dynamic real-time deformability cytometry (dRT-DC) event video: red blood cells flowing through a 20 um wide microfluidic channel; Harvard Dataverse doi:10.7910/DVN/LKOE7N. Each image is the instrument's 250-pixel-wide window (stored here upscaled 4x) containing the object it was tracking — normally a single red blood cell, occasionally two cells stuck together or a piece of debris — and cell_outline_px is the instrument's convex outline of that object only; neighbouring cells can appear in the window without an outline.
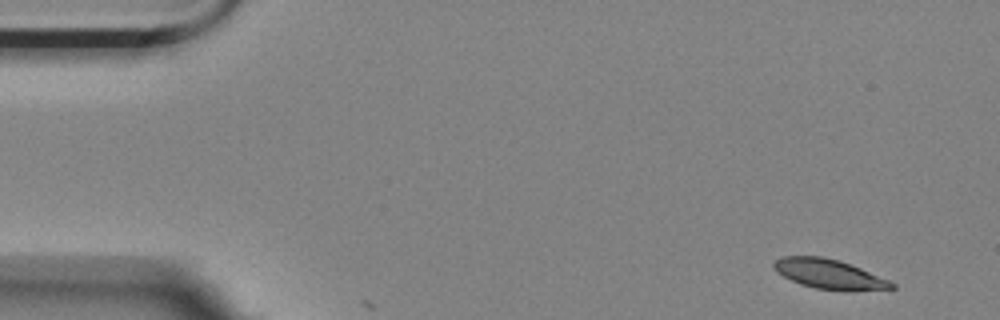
{"species": "Egyptian fruit bat (a non-hibernating species)", "species_latin": "Rousettus aegyptiacus", "temperature_condition": "room temperature", "stored_images_in_passage": 7, "camera_frame_rate_fps": 3000, "um_per_image_px": 0.085, "animal": {"sex": "female"}, "frame": {"image": 1, "passage_image": 1, "time_ms": 0.0, "image_size_px": [1000, 320], "cell_outline_px": [[896, 288], [852, 292], [848, 292], [816, 288], [800, 284], [776, 272], [772, 268], [772, 264], [780, 256], [824, 256], [840, 260], [860, 268], [888, 280], [896, 284]], "centroid_in_image_um": [70.48, 23.3], "position_along_channel_um": 14.5, "area_um2": 20.63}}
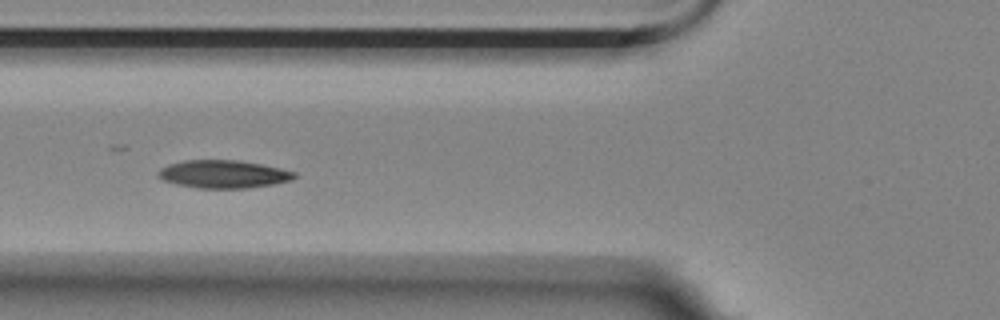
{"frame": {"image": 2, "passage_image": 6, "time_ms": 1.667, "image_size_px": [1000, 320], "cell_outline_px": [[296, 176], [292, 180], [272, 184], [248, 188], [200, 188], [176, 184], [164, 180], [156, 176], [156, 172], [160, 168], [168, 164], [184, 160], [240, 160], [280, 168], [296, 172]], "centroid_in_image_um": [18.96, 14.79], "position_along_channel_um": 106.8, "area_um2": 22.2}}
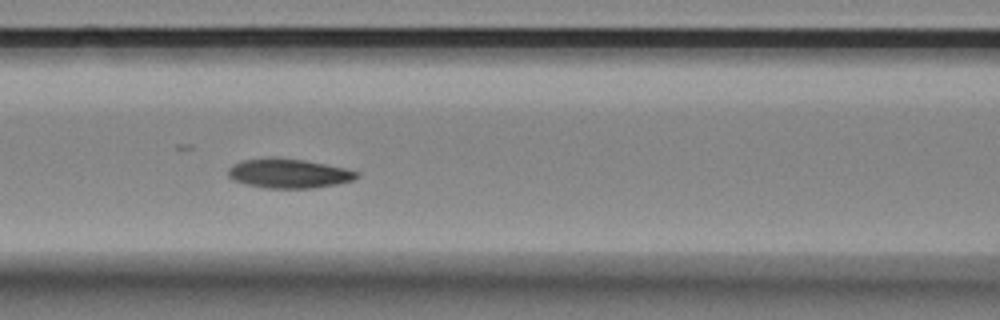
{"frame": {"image": 3, "passage_image": 7, "time_ms": 2.0, "image_size_px": [1000, 320], "cell_outline_px": [[360, 176], [352, 180], [336, 184], [312, 188], [264, 188], [244, 184], [232, 180], [228, 176], [228, 168], [232, 164], [240, 160], [264, 156], [276, 156], [304, 160], [344, 168], [360, 172]], "centroid_in_image_um": [24.46, 14.72], "position_along_channel_um": 142.1, "area_um2": 22.48}}